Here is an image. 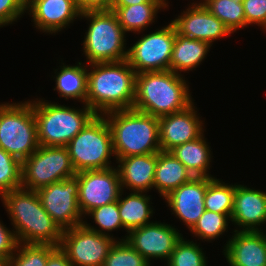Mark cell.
Instances as JSON below:
<instances>
[{
  "label": "cell",
  "instance_id": "6da1fadb",
  "mask_svg": "<svg viewBox=\"0 0 266 266\" xmlns=\"http://www.w3.org/2000/svg\"><path fill=\"white\" fill-rule=\"evenodd\" d=\"M87 72L85 104L97 115L133 108L136 72L127 60L92 63Z\"/></svg>",
  "mask_w": 266,
  "mask_h": 266
},
{
  "label": "cell",
  "instance_id": "7a4b0ae2",
  "mask_svg": "<svg viewBox=\"0 0 266 266\" xmlns=\"http://www.w3.org/2000/svg\"><path fill=\"white\" fill-rule=\"evenodd\" d=\"M1 201L7 209L19 243L59 247L63 231L44 210L36 191L21 187L5 193Z\"/></svg>",
  "mask_w": 266,
  "mask_h": 266
},
{
  "label": "cell",
  "instance_id": "3957f363",
  "mask_svg": "<svg viewBox=\"0 0 266 266\" xmlns=\"http://www.w3.org/2000/svg\"><path fill=\"white\" fill-rule=\"evenodd\" d=\"M182 76L170 70L136 74L133 109L156 117L185 110L193 100Z\"/></svg>",
  "mask_w": 266,
  "mask_h": 266
},
{
  "label": "cell",
  "instance_id": "277c9868",
  "mask_svg": "<svg viewBox=\"0 0 266 266\" xmlns=\"http://www.w3.org/2000/svg\"><path fill=\"white\" fill-rule=\"evenodd\" d=\"M103 116L111 130L116 159L161 151L159 117L133 108L110 111Z\"/></svg>",
  "mask_w": 266,
  "mask_h": 266
},
{
  "label": "cell",
  "instance_id": "5b68a950",
  "mask_svg": "<svg viewBox=\"0 0 266 266\" xmlns=\"http://www.w3.org/2000/svg\"><path fill=\"white\" fill-rule=\"evenodd\" d=\"M31 101L42 146H66L97 114L86 104L83 109L36 99Z\"/></svg>",
  "mask_w": 266,
  "mask_h": 266
},
{
  "label": "cell",
  "instance_id": "8992f818",
  "mask_svg": "<svg viewBox=\"0 0 266 266\" xmlns=\"http://www.w3.org/2000/svg\"><path fill=\"white\" fill-rule=\"evenodd\" d=\"M82 17L90 22L83 41L88 64L127 60L126 33L112 10L86 11Z\"/></svg>",
  "mask_w": 266,
  "mask_h": 266
},
{
  "label": "cell",
  "instance_id": "52a82bcc",
  "mask_svg": "<svg viewBox=\"0 0 266 266\" xmlns=\"http://www.w3.org/2000/svg\"><path fill=\"white\" fill-rule=\"evenodd\" d=\"M76 173L111 168L112 134L103 115H96L67 145Z\"/></svg>",
  "mask_w": 266,
  "mask_h": 266
},
{
  "label": "cell",
  "instance_id": "ba28073f",
  "mask_svg": "<svg viewBox=\"0 0 266 266\" xmlns=\"http://www.w3.org/2000/svg\"><path fill=\"white\" fill-rule=\"evenodd\" d=\"M31 101L0 106V148L21 163L39 147Z\"/></svg>",
  "mask_w": 266,
  "mask_h": 266
},
{
  "label": "cell",
  "instance_id": "9c48e42d",
  "mask_svg": "<svg viewBox=\"0 0 266 266\" xmlns=\"http://www.w3.org/2000/svg\"><path fill=\"white\" fill-rule=\"evenodd\" d=\"M21 168V187L33 191L77 174L66 146L40 145Z\"/></svg>",
  "mask_w": 266,
  "mask_h": 266
},
{
  "label": "cell",
  "instance_id": "30bf717a",
  "mask_svg": "<svg viewBox=\"0 0 266 266\" xmlns=\"http://www.w3.org/2000/svg\"><path fill=\"white\" fill-rule=\"evenodd\" d=\"M174 40L175 27L171 22L160 30L142 35L127 49V61L137 74L170 70Z\"/></svg>",
  "mask_w": 266,
  "mask_h": 266
},
{
  "label": "cell",
  "instance_id": "8fae6325",
  "mask_svg": "<svg viewBox=\"0 0 266 266\" xmlns=\"http://www.w3.org/2000/svg\"><path fill=\"white\" fill-rule=\"evenodd\" d=\"M115 239L82 224L64 230L59 247L73 266H103Z\"/></svg>",
  "mask_w": 266,
  "mask_h": 266
},
{
  "label": "cell",
  "instance_id": "7c38bea8",
  "mask_svg": "<svg viewBox=\"0 0 266 266\" xmlns=\"http://www.w3.org/2000/svg\"><path fill=\"white\" fill-rule=\"evenodd\" d=\"M44 210L62 231L83 224L78 204L79 184L76 176L38 189Z\"/></svg>",
  "mask_w": 266,
  "mask_h": 266
},
{
  "label": "cell",
  "instance_id": "4fadbf2b",
  "mask_svg": "<svg viewBox=\"0 0 266 266\" xmlns=\"http://www.w3.org/2000/svg\"><path fill=\"white\" fill-rule=\"evenodd\" d=\"M79 184L78 204L83 217L97 208L118 200L122 191L114 166L104 170H85L75 175Z\"/></svg>",
  "mask_w": 266,
  "mask_h": 266
},
{
  "label": "cell",
  "instance_id": "5bb4252c",
  "mask_svg": "<svg viewBox=\"0 0 266 266\" xmlns=\"http://www.w3.org/2000/svg\"><path fill=\"white\" fill-rule=\"evenodd\" d=\"M127 234L129 235H126V238L119 240H126L149 262L154 258L168 261L176 243L182 238L174 226L156 221L135 228Z\"/></svg>",
  "mask_w": 266,
  "mask_h": 266
},
{
  "label": "cell",
  "instance_id": "9a60e30c",
  "mask_svg": "<svg viewBox=\"0 0 266 266\" xmlns=\"http://www.w3.org/2000/svg\"><path fill=\"white\" fill-rule=\"evenodd\" d=\"M191 4L186 11L171 21L178 34L211 45L215 40L231 35L229 28L211 14L201 1Z\"/></svg>",
  "mask_w": 266,
  "mask_h": 266
},
{
  "label": "cell",
  "instance_id": "2e32d148",
  "mask_svg": "<svg viewBox=\"0 0 266 266\" xmlns=\"http://www.w3.org/2000/svg\"><path fill=\"white\" fill-rule=\"evenodd\" d=\"M194 102L185 110L159 117V141L161 151H171L176 146L199 138L203 133V121L197 115Z\"/></svg>",
  "mask_w": 266,
  "mask_h": 266
},
{
  "label": "cell",
  "instance_id": "e0dca14e",
  "mask_svg": "<svg viewBox=\"0 0 266 266\" xmlns=\"http://www.w3.org/2000/svg\"><path fill=\"white\" fill-rule=\"evenodd\" d=\"M26 10L35 27L49 34L68 27L82 13L76 0H26Z\"/></svg>",
  "mask_w": 266,
  "mask_h": 266
},
{
  "label": "cell",
  "instance_id": "ac0fdd59",
  "mask_svg": "<svg viewBox=\"0 0 266 266\" xmlns=\"http://www.w3.org/2000/svg\"><path fill=\"white\" fill-rule=\"evenodd\" d=\"M207 186L208 178L193 177L164 198L172 214L182 220L189 230L205 211L204 198Z\"/></svg>",
  "mask_w": 266,
  "mask_h": 266
},
{
  "label": "cell",
  "instance_id": "d6986e66",
  "mask_svg": "<svg viewBox=\"0 0 266 266\" xmlns=\"http://www.w3.org/2000/svg\"><path fill=\"white\" fill-rule=\"evenodd\" d=\"M234 232L223 250L229 265L266 266V233L236 229Z\"/></svg>",
  "mask_w": 266,
  "mask_h": 266
},
{
  "label": "cell",
  "instance_id": "ffe728a7",
  "mask_svg": "<svg viewBox=\"0 0 266 266\" xmlns=\"http://www.w3.org/2000/svg\"><path fill=\"white\" fill-rule=\"evenodd\" d=\"M231 221L242 229L236 231H263L258 226L266 222V192L235 184Z\"/></svg>",
  "mask_w": 266,
  "mask_h": 266
},
{
  "label": "cell",
  "instance_id": "44dd1931",
  "mask_svg": "<svg viewBox=\"0 0 266 266\" xmlns=\"http://www.w3.org/2000/svg\"><path fill=\"white\" fill-rule=\"evenodd\" d=\"M118 160V161H117ZM121 188L145 192L153 188L157 153L133 155L116 159ZM125 187V188H124Z\"/></svg>",
  "mask_w": 266,
  "mask_h": 266
},
{
  "label": "cell",
  "instance_id": "7402d4cb",
  "mask_svg": "<svg viewBox=\"0 0 266 266\" xmlns=\"http://www.w3.org/2000/svg\"><path fill=\"white\" fill-rule=\"evenodd\" d=\"M193 175L170 151L157 153L153 188L163 199L182 184L189 182Z\"/></svg>",
  "mask_w": 266,
  "mask_h": 266
},
{
  "label": "cell",
  "instance_id": "603a6c76",
  "mask_svg": "<svg viewBox=\"0 0 266 266\" xmlns=\"http://www.w3.org/2000/svg\"><path fill=\"white\" fill-rule=\"evenodd\" d=\"M211 46L207 42L182 36L175 30L170 71L182 75L181 71L195 70L207 56Z\"/></svg>",
  "mask_w": 266,
  "mask_h": 266
},
{
  "label": "cell",
  "instance_id": "cb8c5ba5",
  "mask_svg": "<svg viewBox=\"0 0 266 266\" xmlns=\"http://www.w3.org/2000/svg\"><path fill=\"white\" fill-rule=\"evenodd\" d=\"M202 134L199 138L176 146L170 152L186 167L193 177L215 178L208 173L212 161L211 148Z\"/></svg>",
  "mask_w": 266,
  "mask_h": 266
},
{
  "label": "cell",
  "instance_id": "d4e9b609",
  "mask_svg": "<svg viewBox=\"0 0 266 266\" xmlns=\"http://www.w3.org/2000/svg\"><path fill=\"white\" fill-rule=\"evenodd\" d=\"M133 192V193H132ZM123 190L118 198V210L123 224V229L129 232L135 228L152 223L149 219L153 216L151 199L144 192L131 191L125 198L122 197Z\"/></svg>",
  "mask_w": 266,
  "mask_h": 266
},
{
  "label": "cell",
  "instance_id": "484cf974",
  "mask_svg": "<svg viewBox=\"0 0 266 266\" xmlns=\"http://www.w3.org/2000/svg\"><path fill=\"white\" fill-rule=\"evenodd\" d=\"M168 3H142L125 7H111L124 32H142L154 22L158 10L166 9Z\"/></svg>",
  "mask_w": 266,
  "mask_h": 266
},
{
  "label": "cell",
  "instance_id": "4316f807",
  "mask_svg": "<svg viewBox=\"0 0 266 266\" xmlns=\"http://www.w3.org/2000/svg\"><path fill=\"white\" fill-rule=\"evenodd\" d=\"M79 64V65H78ZM78 62L77 65L60 66V71L55 75L56 87L60 97L68 99H76L83 102L85 105L87 96V65H81Z\"/></svg>",
  "mask_w": 266,
  "mask_h": 266
},
{
  "label": "cell",
  "instance_id": "83f0119b",
  "mask_svg": "<svg viewBox=\"0 0 266 266\" xmlns=\"http://www.w3.org/2000/svg\"><path fill=\"white\" fill-rule=\"evenodd\" d=\"M203 6L233 33L245 27L243 0H201Z\"/></svg>",
  "mask_w": 266,
  "mask_h": 266
},
{
  "label": "cell",
  "instance_id": "f1b7e54d",
  "mask_svg": "<svg viewBox=\"0 0 266 266\" xmlns=\"http://www.w3.org/2000/svg\"><path fill=\"white\" fill-rule=\"evenodd\" d=\"M235 184L229 185L217 178H208V186L204 198L205 210L231 217Z\"/></svg>",
  "mask_w": 266,
  "mask_h": 266
},
{
  "label": "cell",
  "instance_id": "f546056e",
  "mask_svg": "<svg viewBox=\"0 0 266 266\" xmlns=\"http://www.w3.org/2000/svg\"><path fill=\"white\" fill-rule=\"evenodd\" d=\"M56 248L51 244L19 243L15 253L2 266H46L48 256Z\"/></svg>",
  "mask_w": 266,
  "mask_h": 266
},
{
  "label": "cell",
  "instance_id": "4dcf8cb0",
  "mask_svg": "<svg viewBox=\"0 0 266 266\" xmlns=\"http://www.w3.org/2000/svg\"><path fill=\"white\" fill-rule=\"evenodd\" d=\"M228 221H231V217L227 214L205 210L190 232L199 239L211 242L223 235L230 223Z\"/></svg>",
  "mask_w": 266,
  "mask_h": 266
},
{
  "label": "cell",
  "instance_id": "1f68e13d",
  "mask_svg": "<svg viewBox=\"0 0 266 266\" xmlns=\"http://www.w3.org/2000/svg\"><path fill=\"white\" fill-rule=\"evenodd\" d=\"M207 258L202 249L193 241L182 238L176 243L167 266H207Z\"/></svg>",
  "mask_w": 266,
  "mask_h": 266
},
{
  "label": "cell",
  "instance_id": "d6a6232c",
  "mask_svg": "<svg viewBox=\"0 0 266 266\" xmlns=\"http://www.w3.org/2000/svg\"><path fill=\"white\" fill-rule=\"evenodd\" d=\"M86 215L92 216L95 224L99 226V229L89 225L86 221H83V225L86 228L98 232L100 234L111 236L108 234L109 231L112 232L115 229L123 228V224L118 210V200L113 203L97 207L89 211Z\"/></svg>",
  "mask_w": 266,
  "mask_h": 266
},
{
  "label": "cell",
  "instance_id": "836d02e7",
  "mask_svg": "<svg viewBox=\"0 0 266 266\" xmlns=\"http://www.w3.org/2000/svg\"><path fill=\"white\" fill-rule=\"evenodd\" d=\"M22 163L0 148V197L21 188Z\"/></svg>",
  "mask_w": 266,
  "mask_h": 266
},
{
  "label": "cell",
  "instance_id": "e575fe53",
  "mask_svg": "<svg viewBox=\"0 0 266 266\" xmlns=\"http://www.w3.org/2000/svg\"><path fill=\"white\" fill-rule=\"evenodd\" d=\"M138 251L133 249L126 240H116L111 247L103 266H150Z\"/></svg>",
  "mask_w": 266,
  "mask_h": 266
},
{
  "label": "cell",
  "instance_id": "d590c367",
  "mask_svg": "<svg viewBox=\"0 0 266 266\" xmlns=\"http://www.w3.org/2000/svg\"><path fill=\"white\" fill-rule=\"evenodd\" d=\"M242 4L245 13V27L255 24L266 30V0H243Z\"/></svg>",
  "mask_w": 266,
  "mask_h": 266
},
{
  "label": "cell",
  "instance_id": "8d00e7d4",
  "mask_svg": "<svg viewBox=\"0 0 266 266\" xmlns=\"http://www.w3.org/2000/svg\"><path fill=\"white\" fill-rule=\"evenodd\" d=\"M26 12V0H0V27L12 24Z\"/></svg>",
  "mask_w": 266,
  "mask_h": 266
},
{
  "label": "cell",
  "instance_id": "74e56055",
  "mask_svg": "<svg viewBox=\"0 0 266 266\" xmlns=\"http://www.w3.org/2000/svg\"><path fill=\"white\" fill-rule=\"evenodd\" d=\"M0 221V266H2L16 251L19 244L14 230L5 227Z\"/></svg>",
  "mask_w": 266,
  "mask_h": 266
},
{
  "label": "cell",
  "instance_id": "f35d334b",
  "mask_svg": "<svg viewBox=\"0 0 266 266\" xmlns=\"http://www.w3.org/2000/svg\"><path fill=\"white\" fill-rule=\"evenodd\" d=\"M81 12L111 10L113 0H76Z\"/></svg>",
  "mask_w": 266,
  "mask_h": 266
},
{
  "label": "cell",
  "instance_id": "ab89813d",
  "mask_svg": "<svg viewBox=\"0 0 266 266\" xmlns=\"http://www.w3.org/2000/svg\"><path fill=\"white\" fill-rule=\"evenodd\" d=\"M46 266H73L67 255L57 247L49 256Z\"/></svg>",
  "mask_w": 266,
  "mask_h": 266
},
{
  "label": "cell",
  "instance_id": "60d3db41",
  "mask_svg": "<svg viewBox=\"0 0 266 266\" xmlns=\"http://www.w3.org/2000/svg\"><path fill=\"white\" fill-rule=\"evenodd\" d=\"M168 0H113L112 7H125L142 3H168Z\"/></svg>",
  "mask_w": 266,
  "mask_h": 266
}]
</instances>
